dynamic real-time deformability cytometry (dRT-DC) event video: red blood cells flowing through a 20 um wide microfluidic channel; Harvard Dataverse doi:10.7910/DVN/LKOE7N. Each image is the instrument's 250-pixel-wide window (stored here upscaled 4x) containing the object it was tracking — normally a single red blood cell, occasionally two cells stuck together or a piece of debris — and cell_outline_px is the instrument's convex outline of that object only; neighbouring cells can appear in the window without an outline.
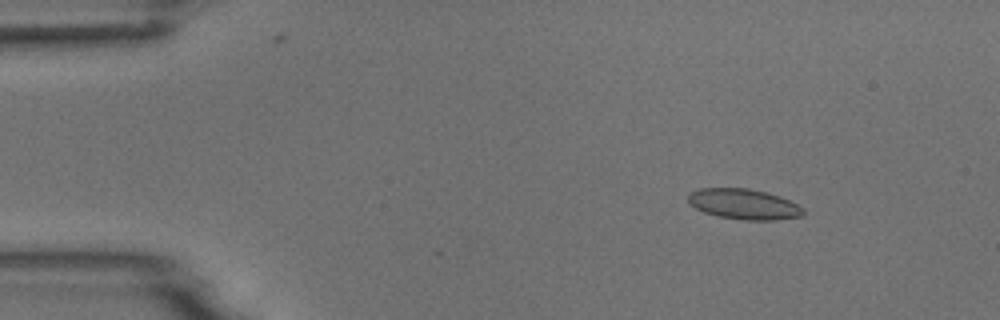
{"species": "common noctule bat (a hibernating species)", "species_latin": "Nyctalus noctula", "temperature_condition": "room temperature", "stored_images_in_passage": 5, "camera_frame_rate_fps": 3000, "um_per_image_px": 0.085, "animal": {"sex": "male", "body_mass_g": 18.8}, "frame": {"image": 1, "passage_image": 3, "time_ms": 2.0, "image_size_px": [1000, 320], "cell_outline_px": [[804, 216], [776, 220], [744, 220], [720, 216], [704, 212], [696, 208], [688, 200], [688, 196], [692, 192], [700, 188], [748, 188], [780, 196], [804, 208]], "centroid_in_image_um": [63.27, 17.35], "position_along_channel_um": 21.7, "area_um2": 20.23}}